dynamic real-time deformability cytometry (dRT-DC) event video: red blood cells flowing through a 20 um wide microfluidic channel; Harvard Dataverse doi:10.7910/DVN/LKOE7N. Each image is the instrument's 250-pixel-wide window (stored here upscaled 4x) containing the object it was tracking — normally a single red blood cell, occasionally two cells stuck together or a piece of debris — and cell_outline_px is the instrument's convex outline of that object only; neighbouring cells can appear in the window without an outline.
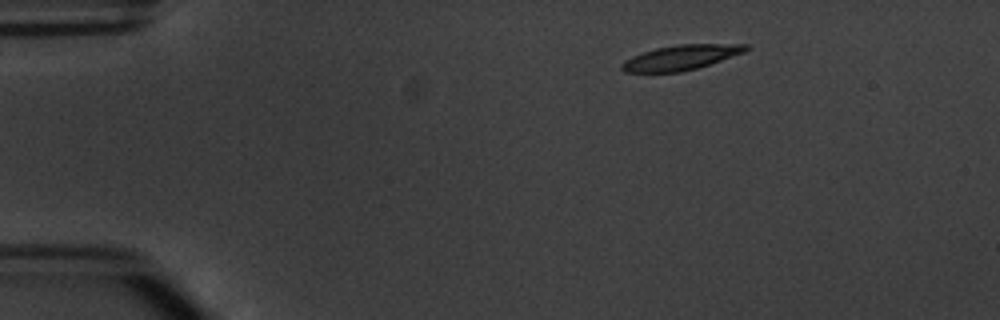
{"species": "common noctule bat (a hibernating species)", "species_latin": "Nyctalus noctula", "temperature_condition": "warm", "stored_images_in_passage": 3, "camera_frame_rate_fps": 3000, "um_per_image_px": 0.085, "animal": {"sex": "male", "body_mass_g": 20.1, "forearm_length_mm": 53.5}, "frame": {"image": 1, "passage_image": 1, "time_ms": 0.0, "image_size_px": [1000, 320], "cell_outline_px": [[752, 48], [744, 52], [696, 68], [680, 72], [624, 72], [620, 68], [620, 64], [624, 60], [632, 56], [656, 48], [680, 44], [748, 44]], "centroid_in_image_um": [57.86, 4.88], "position_along_channel_um": 27.1, "area_um2": 17.86}}